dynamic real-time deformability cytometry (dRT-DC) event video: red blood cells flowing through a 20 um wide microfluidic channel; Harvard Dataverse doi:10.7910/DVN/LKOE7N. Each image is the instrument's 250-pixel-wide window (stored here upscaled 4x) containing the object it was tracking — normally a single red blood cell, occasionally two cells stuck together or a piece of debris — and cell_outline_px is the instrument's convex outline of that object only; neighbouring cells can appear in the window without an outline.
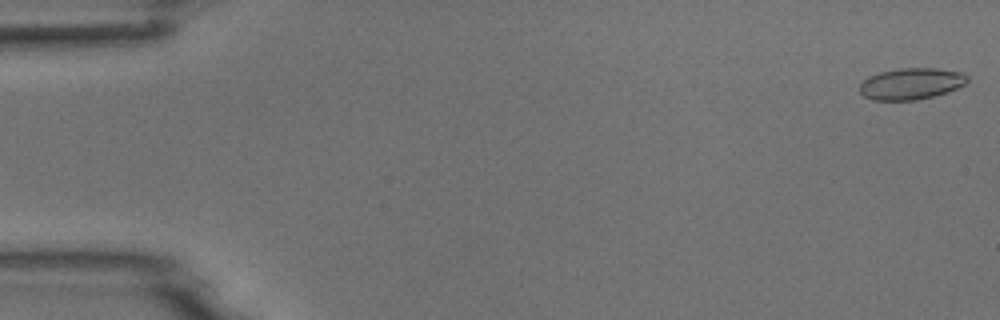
{"species": "common noctule bat (a hibernating species)", "species_latin": "Nyctalus noctula", "temperature_condition": "room temperature", "stored_images_in_passage": 51, "camera_frame_rate_fps": 3000, "um_per_image_px": 0.085, "animal": {"sex": "male", "body_mass_g": 18.8}, "frame": {"image": 1, "passage_image": 1, "time_ms": 0.0, "image_size_px": [1000, 320], "cell_outline_px": [[968, 80], [964, 84], [956, 88], [932, 96], [916, 100], [872, 100], [864, 96], [860, 92], [860, 84], [868, 76], [880, 72], [900, 68], [936, 68], [960, 72], [968, 76]], "centroid_in_image_um": [77.41, 7.11], "position_along_channel_um": 7.6, "area_um2": 19.54}}
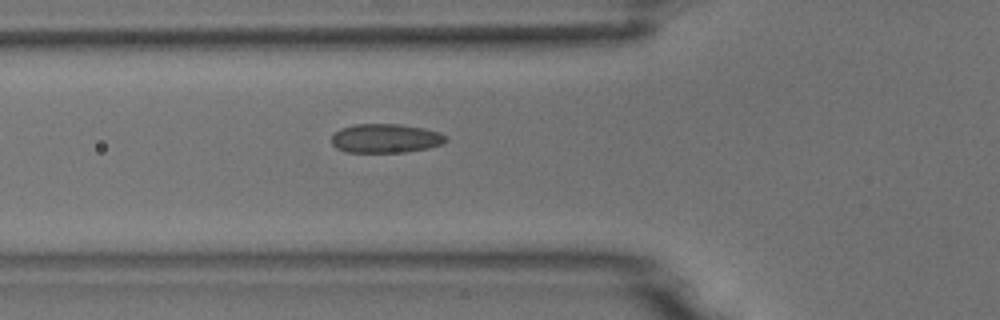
{"frame": {"image": 2, "passage_image": 18, "time_ms": 5.667, "image_size_px": [1000, 320], "cell_outline_px": [[448, 140], [444, 144], [428, 148], [404, 152], [344, 152], [336, 148], [332, 144], [332, 136], [340, 128], [352, 124], [400, 124], [424, 128], [440, 132], [448, 136]], "centroid_in_image_um": [32.8, 11.76], "position_along_channel_um": 93.0, "area_um2": 19.59}}
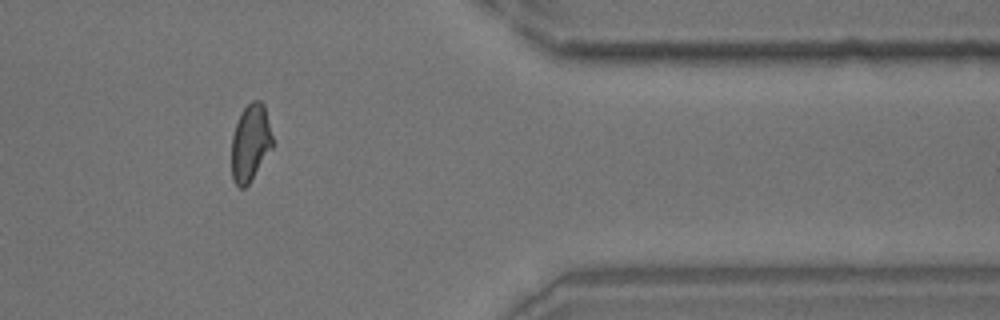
{"frame": {"image": 3, "passage_image": 42, "time_ms": 13.667, "image_size_px": [1000, 320], "cell_outline_px": [[276, 144], [248, 184], [244, 188], [240, 188], [232, 180], [232, 136], [240, 112], [252, 100], [260, 100], [264, 104]], "centroid_in_image_um": [21.32, 12.12], "position_along_channel_um": 390.1, "area_um2": 18.79}}